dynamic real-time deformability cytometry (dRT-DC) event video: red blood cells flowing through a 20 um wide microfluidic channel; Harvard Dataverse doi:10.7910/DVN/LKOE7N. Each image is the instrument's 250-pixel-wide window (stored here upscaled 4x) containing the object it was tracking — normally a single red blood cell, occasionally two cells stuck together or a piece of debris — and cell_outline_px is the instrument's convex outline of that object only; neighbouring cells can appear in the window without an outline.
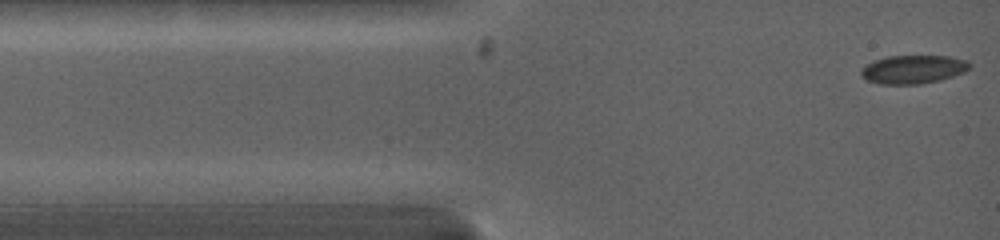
{"species": "common noctule bat (a hibernating species)", "species_latin": "Nyctalus noctula", "temperature_condition": "warm", "stored_images_in_passage": 2, "camera_frame_rate_fps": 5000, "um_per_image_px": 0.085, "animal": {"sex": "female", "body_mass_g": 19.0, "forearm_length_mm": 53.3}, "frame": {"image": 1, "passage_image": 2, "time_ms": 0.4, "image_size_px": [1000, 240], "cell_outline_px": [[972, 68], [964, 72], [940, 80], [920, 84], [880, 84], [868, 80], [860, 76], [860, 68], [876, 60], [888, 56], [948, 56], [968, 60], [972, 64]], "centroid_in_image_um": [77.65, 5.89], "position_along_channel_um": 7.4, "area_um2": 18.09}}